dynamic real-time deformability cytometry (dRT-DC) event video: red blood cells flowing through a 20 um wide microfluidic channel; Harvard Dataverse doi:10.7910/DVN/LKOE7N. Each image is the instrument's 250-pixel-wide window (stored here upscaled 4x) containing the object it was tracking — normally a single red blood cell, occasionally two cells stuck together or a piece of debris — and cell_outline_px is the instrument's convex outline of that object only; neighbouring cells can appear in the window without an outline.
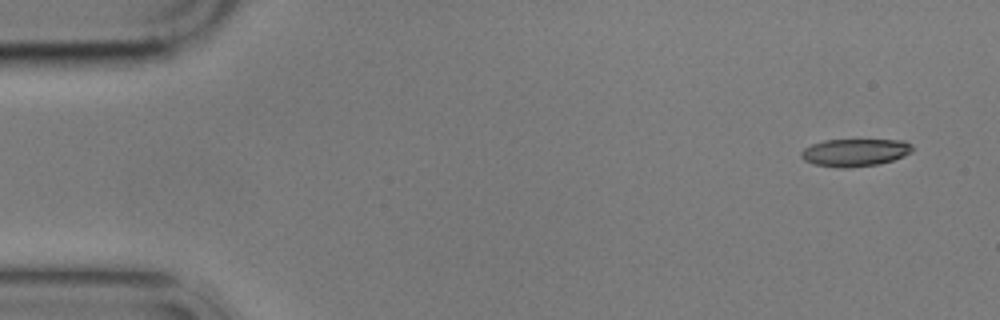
{"species": "common noctule bat (a hibernating species)", "species_latin": "Nyctalus noctula", "temperature_condition": "cold", "stored_images_in_passage": 4, "camera_frame_rate_fps": 3000, "um_per_image_px": 0.085, "animal": {"sex": "male", "body_mass_g": 17.9}, "frame": {"image": 1, "passage_image": 1, "time_ms": 0.0, "image_size_px": [1000, 320], "cell_outline_px": [[912, 152], [904, 156], [880, 164], [848, 168], [840, 168], [812, 164], [804, 160], [800, 156], [800, 152], [804, 148], [812, 144], [824, 140], [904, 140], [912, 144]], "centroid_in_image_um": [72.66, 12.97], "position_along_channel_um": 12.3, "area_um2": 18.03}}
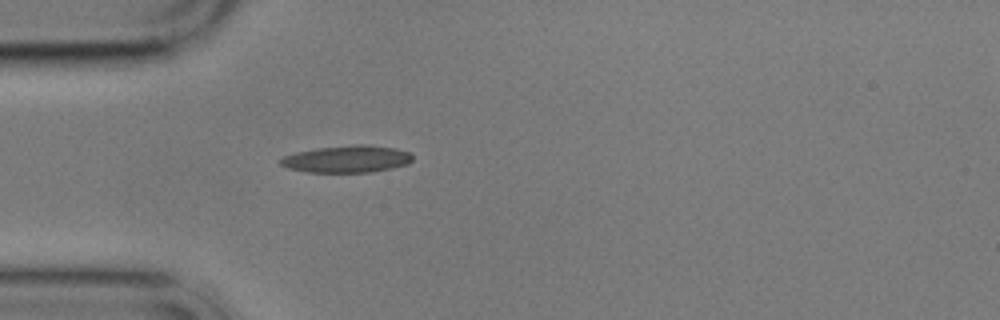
{"frame": {"image": 2, "passage_image": 4, "time_ms": 4.333, "image_size_px": [1000, 320], "cell_outline_px": [[412, 160], [408, 164], [392, 168], [372, 172], [308, 172], [288, 168], [280, 164], [280, 160], [284, 156], [296, 152], [316, 148], [356, 144], [364, 144], [396, 148], [408, 152], [412, 156]], "centroid_in_image_um": [29.5, 13.51], "position_along_channel_um": 55.5, "area_um2": 20.81}}